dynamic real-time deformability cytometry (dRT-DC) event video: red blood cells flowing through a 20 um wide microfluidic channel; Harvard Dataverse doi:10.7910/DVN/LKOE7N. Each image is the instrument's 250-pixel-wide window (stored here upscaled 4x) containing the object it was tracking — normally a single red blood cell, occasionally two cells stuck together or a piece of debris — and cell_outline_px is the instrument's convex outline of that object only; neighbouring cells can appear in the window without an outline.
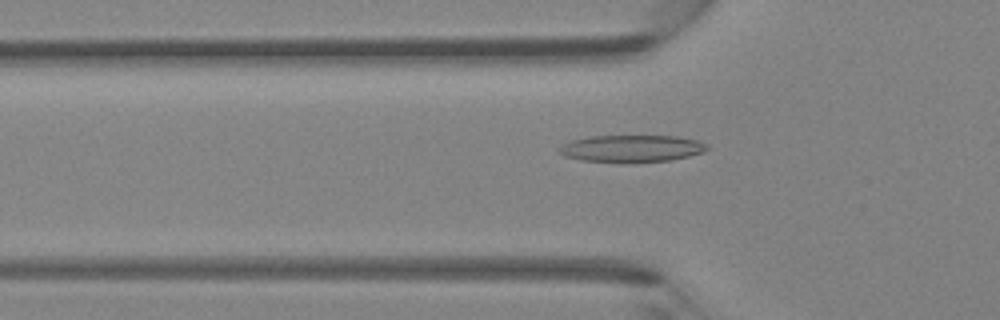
{"species": "Egyptian fruit bat (a non-hibernating species)", "species_latin": "Rousettus aegyptiacus", "temperature_condition": "room temperature", "stored_images_in_passage": 45, "camera_frame_rate_fps": 3000, "um_per_image_px": 0.085, "animal": {"sex": "female"}, "frame": {"image": 1, "passage_image": 15, "time_ms": 4.667, "image_size_px": [1000, 320], "cell_outline_px": [[708, 148], [700, 152], [688, 156], [668, 160], [580, 160], [564, 156], [560, 152], [560, 148], [564, 144], [572, 140], [588, 136], [680, 136], [696, 140], [704, 144]], "centroid_in_image_um": [53.67, 12.58], "position_along_channel_um": 72.1, "area_um2": 22.14}}
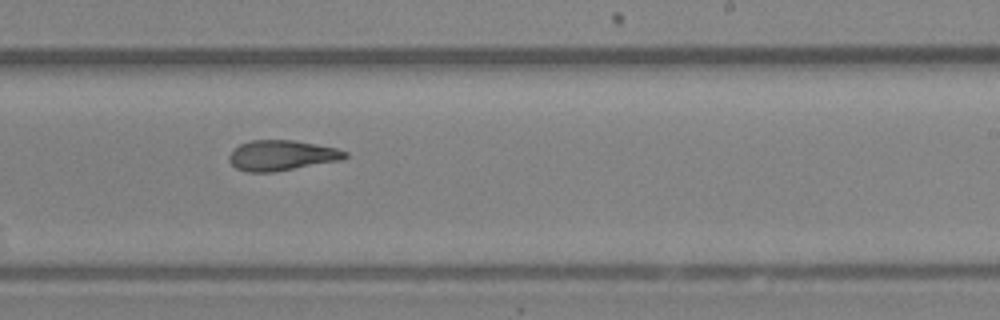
{"frame": {"image": 2, "passage_image": 28, "time_ms": 9.0, "image_size_px": [1000, 320], "cell_outline_px": [[348, 156], [344, 160], [272, 172], [248, 172], [236, 168], [228, 160], [228, 156], [240, 144], [252, 140], [296, 140], [336, 148], [348, 152]], "centroid_in_image_um": [23.98, 13.21], "position_along_channel_um": 265.0, "area_um2": 20.52}}
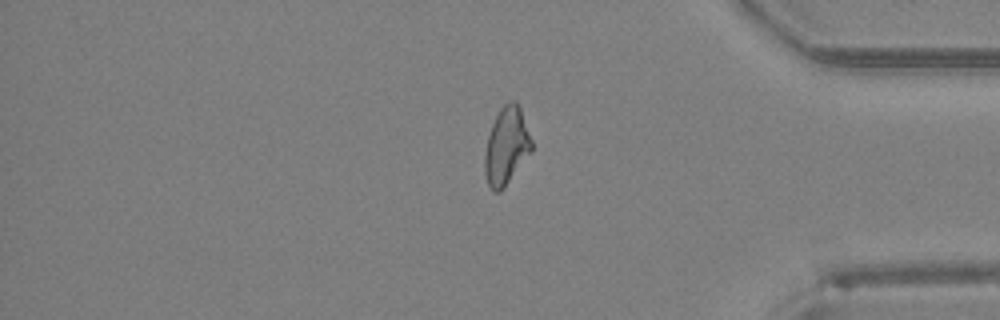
{"frame": {"image": 3, "passage_image": 38, "time_ms": 12.333, "image_size_px": [1000, 320], "cell_outline_px": [[532, 152], [504, 188], [500, 192], [492, 192], [488, 184], [484, 172], [484, 152], [488, 136], [492, 124], [500, 108], [508, 100], [516, 100], [520, 108], [532, 140]], "centroid_in_image_um": [43.04, 12.43], "position_along_channel_um": 392.2, "area_um2": 21.39}}